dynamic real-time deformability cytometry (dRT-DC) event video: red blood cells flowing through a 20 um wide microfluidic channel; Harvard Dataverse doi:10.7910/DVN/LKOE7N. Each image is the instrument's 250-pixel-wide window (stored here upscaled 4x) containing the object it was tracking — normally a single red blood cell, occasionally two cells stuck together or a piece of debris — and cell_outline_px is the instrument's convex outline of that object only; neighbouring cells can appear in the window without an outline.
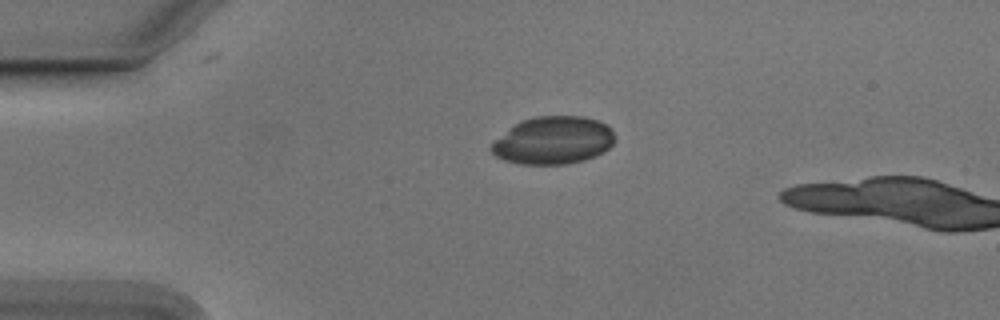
{"species": "Egyptian fruit bat (a non-hibernating species)", "species_latin": "Rousettus aegyptiacus", "temperature_condition": "cold", "stored_images_in_passage": 3, "camera_frame_rate_fps": 3000, "um_per_image_px": 0.085, "animal": {"sex": "male"}, "frame": {"image": 1, "passage_image": 1, "time_ms": 0.0, "image_size_px": [1000, 320], "cell_outline_px": [[616, 140], [604, 152], [596, 156], [584, 160], [568, 164], [516, 164], [504, 160], [496, 156], [488, 148], [496, 140], [516, 124], [524, 120], [536, 116], [584, 116], [596, 120], [604, 124], [612, 132]], "centroid_in_image_um": [47.04, 11.95], "position_along_channel_um": 38.0, "area_um2": 34.04}}